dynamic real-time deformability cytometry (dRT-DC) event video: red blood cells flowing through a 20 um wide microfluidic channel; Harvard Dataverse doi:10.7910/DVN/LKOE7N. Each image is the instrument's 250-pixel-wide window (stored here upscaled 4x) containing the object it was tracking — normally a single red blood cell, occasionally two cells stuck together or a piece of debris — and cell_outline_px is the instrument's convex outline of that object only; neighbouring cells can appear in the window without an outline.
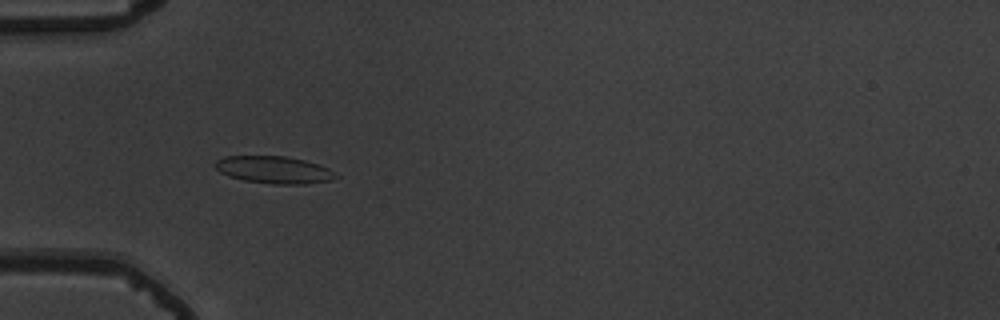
{"species": "common noctule bat (a hibernating species)", "species_latin": "Nyctalus noctula", "temperature_condition": "warm", "stored_images_in_passage": 39, "camera_frame_rate_fps": 3000, "um_per_image_px": 0.085, "animal": {"sex": "male", "body_mass_g": 19.5, "forearm_length_mm": 54.6}, "frame": {"image": 1, "passage_image": 3, "time_ms": 0.667, "image_size_px": [1000, 320], "cell_outline_px": [[340, 176], [332, 180], [304, 184], [272, 184], [244, 180], [228, 176], [220, 172], [216, 168], [216, 160], [224, 156], [284, 156], [304, 160], [320, 164], [328, 168]], "centroid_in_image_um": [23.32, 14.43], "position_along_channel_um": 61.7, "area_um2": 19.19}}
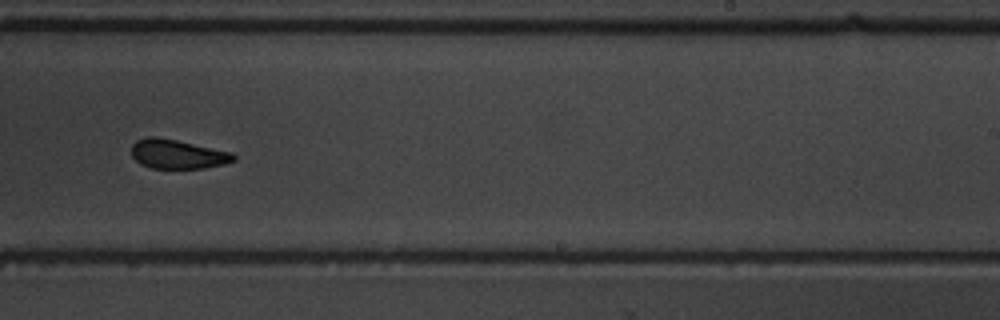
{"frame": {"image": 2, "passage_image": 20, "time_ms": 6.333, "image_size_px": [1000, 320], "cell_outline_px": [[236, 160], [224, 164], [204, 168], [152, 168], [140, 164], [132, 156], [132, 144], [136, 140], [148, 136], [156, 136], [176, 140], [232, 152], [236, 156]], "centroid_in_image_um": [15.09, 13.1], "position_along_channel_um": 273.9, "area_um2": 17.4}}
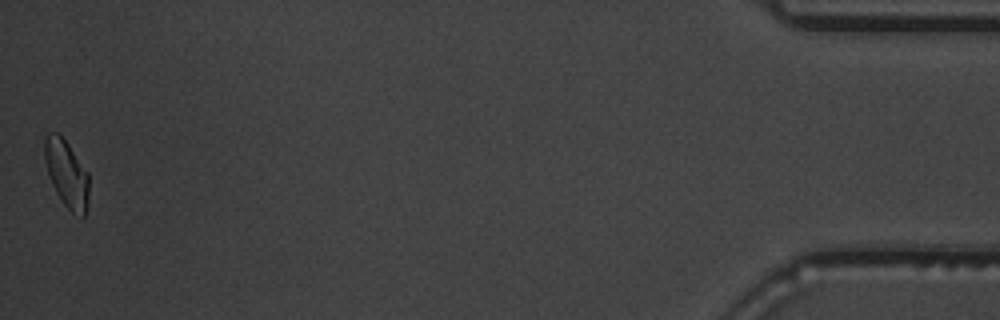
{"frame": {"image": 3, "passage_image": 39, "time_ms": 12.667, "image_size_px": [1000, 320], "cell_outline_px": [[88, 200], [84, 216], [72, 212], [64, 204], [56, 192], [48, 176], [44, 160], [44, 136], [48, 132], [56, 132], [68, 144], [88, 172]], "centroid_in_image_um": [5.63, 14.73], "position_along_channel_um": 429.6, "area_um2": 17.22}, "authors_computed_cell_mechanics": {"area_um2": 18.4382, "velocity_mm_per_s": 3.82, "shape_relaxation_time_tau1_ms": 3.2782, "shape_relaxation_time_tau2_ms": 1.7824, "deformation_change_tau1": 0.112, "deformation_change_tau2": 0.0683}}